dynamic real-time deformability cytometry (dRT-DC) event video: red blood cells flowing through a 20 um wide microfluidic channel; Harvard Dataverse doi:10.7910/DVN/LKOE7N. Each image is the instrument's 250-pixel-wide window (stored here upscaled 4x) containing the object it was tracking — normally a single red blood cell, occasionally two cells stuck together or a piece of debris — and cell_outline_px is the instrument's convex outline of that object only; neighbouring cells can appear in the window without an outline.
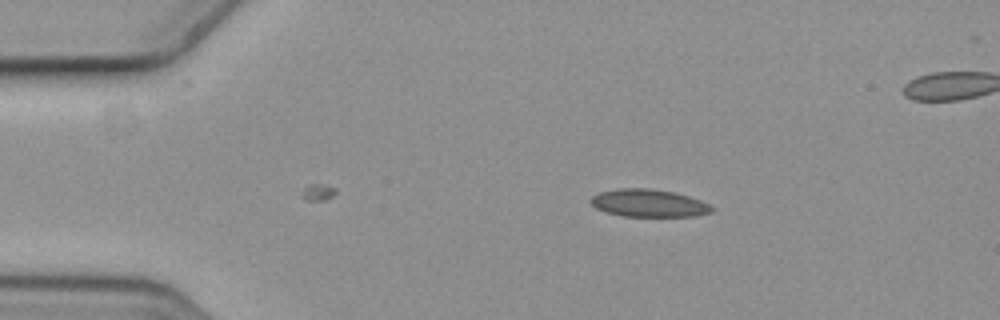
{"species": "common noctule bat (a hibernating species)", "species_latin": "Nyctalus noctula", "temperature_condition": "cold", "stored_images_in_passage": 5, "camera_frame_rate_fps": 3000, "um_per_image_px": 0.085, "animal": {"sex": "female", "body_mass_g": 19.3, "forearm_length_mm": 54.1}, "frame": {"image": 1, "passage_image": 5, "time_ms": 1.333, "image_size_px": [1000, 320], "cell_outline_px": [[716, 208], [712, 212], [696, 216], [620, 216], [604, 212], [596, 208], [592, 204], [592, 196], [600, 192], [620, 188], [648, 188], [672, 192], [688, 196], [700, 200]], "centroid_in_image_um": [55.15, 17.27], "position_along_channel_um": 29.8, "area_um2": 19.42}}